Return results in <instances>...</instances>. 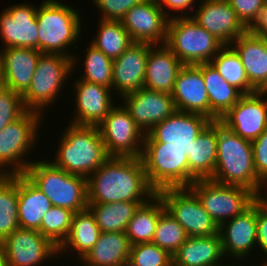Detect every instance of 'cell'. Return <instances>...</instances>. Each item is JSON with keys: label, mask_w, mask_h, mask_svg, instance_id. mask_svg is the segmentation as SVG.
<instances>
[{"label": "cell", "mask_w": 267, "mask_h": 266, "mask_svg": "<svg viewBox=\"0 0 267 266\" xmlns=\"http://www.w3.org/2000/svg\"><path fill=\"white\" fill-rule=\"evenodd\" d=\"M4 88L6 87H5V82H4L3 68L0 62V91H2Z\"/></svg>", "instance_id": "obj_50"}, {"label": "cell", "mask_w": 267, "mask_h": 266, "mask_svg": "<svg viewBox=\"0 0 267 266\" xmlns=\"http://www.w3.org/2000/svg\"><path fill=\"white\" fill-rule=\"evenodd\" d=\"M0 266H9L1 246H0Z\"/></svg>", "instance_id": "obj_49"}, {"label": "cell", "mask_w": 267, "mask_h": 266, "mask_svg": "<svg viewBox=\"0 0 267 266\" xmlns=\"http://www.w3.org/2000/svg\"><path fill=\"white\" fill-rule=\"evenodd\" d=\"M183 65L165 44H149L144 88L172 94L177 74Z\"/></svg>", "instance_id": "obj_26"}, {"label": "cell", "mask_w": 267, "mask_h": 266, "mask_svg": "<svg viewBox=\"0 0 267 266\" xmlns=\"http://www.w3.org/2000/svg\"><path fill=\"white\" fill-rule=\"evenodd\" d=\"M236 12L238 19L249 29L259 17L265 0H226Z\"/></svg>", "instance_id": "obj_44"}, {"label": "cell", "mask_w": 267, "mask_h": 266, "mask_svg": "<svg viewBox=\"0 0 267 266\" xmlns=\"http://www.w3.org/2000/svg\"><path fill=\"white\" fill-rule=\"evenodd\" d=\"M116 104L98 125L109 156L141 158L145 134L123 104Z\"/></svg>", "instance_id": "obj_13"}, {"label": "cell", "mask_w": 267, "mask_h": 266, "mask_svg": "<svg viewBox=\"0 0 267 266\" xmlns=\"http://www.w3.org/2000/svg\"><path fill=\"white\" fill-rule=\"evenodd\" d=\"M98 22L97 34L90 44L112 60L134 43L121 21L100 19Z\"/></svg>", "instance_id": "obj_35"}, {"label": "cell", "mask_w": 267, "mask_h": 266, "mask_svg": "<svg viewBox=\"0 0 267 266\" xmlns=\"http://www.w3.org/2000/svg\"><path fill=\"white\" fill-rule=\"evenodd\" d=\"M121 102L144 134L176 111L171 94L144 87L122 96Z\"/></svg>", "instance_id": "obj_17"}, {"label": "cell", "mask_w": 267, "mask_h": 266, "mask_svg": "<svg viewBox=\"0 0 267 266\" xmlns=\"http://www.w3.org/2000/svg\"><path fill=\"white\" fill-rule=\"evenodd\" d=\"M224 252L220 234L187 237L173 254V266H217L223 263Z\"/></svg>", "instance_id": "obj_28"}, {"label": "cell", "mask_w": 267, "mask_h": 266, "mask_svg": "<svg viewBox=\"0 0 267 266\" xmlns=\"http://www.w3.org/2000/svg\"><path fill=\"white\" fill-rule=\"evenodd\" d=\"M26 111L22 95L8 88L0 91V130L20 118Z\"/></svg>", "instance_id": "obj_42"}, {"label": "cell", "mask_w": 267, "mask_h": 266, "mask_svg": "<svg viewBox=\"0 0 267 266\" xmlns=\"http://www.w3.org/2000/svg\"><path fill=\"white\" fill-rule=\"evenodd\" d=\"M202 75L209 97V119L217 121L243 94L230 85L211 63H202Z\"/></svg>", "instance_id": "obj_31"}, {"label": "cell", "mask_w": 267, "mask_h": 266, "mask_svg": "<svg viewBox=\"0 0 267 266\" xmlns=\"http://www.w3.org/2000/svg\"><path fill=\"white\" fill-rule=\"evenodd\" d=\"M218 120L211 121L193 141L187 156L189 186L199 179H210L217 162Z\"/></svg>", "instance_id": "obj_27"}, {"label": "cell", "mask_w": 267, "mask_h": 266, "mask_svg": "<svg viewBox=\"0 0 267 266\" xmlns=\"http://www.w3.org/2000/svg\"><path fill=\"white\" fill-rule=\"evenodd\" d=\"M219 234L225 258L245 261L253 247H257L256 201L243 213L223 222Z\"/></svg>", "instance_id": "obj_21"}, {"label": "cell", "mask_w": 267, "mask_h": 266, "mask_svg": "<svg viewBox=\"0 0 267 266\" xmlns=\"http://www.w3.org/2000/svg\"><path fill=\"white\" fill-rule=\"evenodd\" d=\"M17 193L19 226L38 231L51 201L25 174L17 175Z\"/></svg>", "instance_id": "obj_29"}, {"label": "cell", "mask_w": 267, "mask_h": 266, "mask_svg": "<svg viewBox=\"0 0 267 266\" xmlns=\"http://www.w3.org/2000/svg\"><path fill=\"white\" fill-rule=\"evenodd\" d=\"M141 160L149 185L157 192L166 188H188V159L176 148H143Z\"/></svg>", "instance_id": "obj_12"}, {"label": "cell", "mask_w": 267, "mask_h": 266, "mask_svg": "<svg viewBox=\"0 0 267 266\" xmlns=\"http://www.w3.org/2000/svg\"><path fill=\"white\" fill-rule=\"evenodd\" d=\"M144 0H93L97 10L101 13L100 19L104 20H119L137 4Z\"/></svg>", "instance_id": "obj_43"}, {"label": "cell", "mask_w": 267, "mask_h": 266, "mask_svg": "<svg viewBox=\"0 0 267 266\" xmlns=\"http://www.w3.org/2000/svg\"><path fill=\"white\" fill-rule=\"evenodd\" d=\"M18 211L17 175H0V244L20 227Z\"/></svg>", "instance_id": "obj_37"}, {"label": "cell", "mask_w": 267, "mask_h": 266, "mask_svg": "<svg viewBox=\"0 0 267 266\" xmlns=\"http://www.w3.org/2000/svg\"><path fill=\"white\" fill-rule=\"evenodd\" d=\"M42 53L33 48L9 47L0 50L5 87L23 95L29 88Z\"/></svg>", "instance_id": "obj_24"}, {"label": "cell", "mask_w": 267, "mask_h": 266, "mask_svg": "<svg viewBox=\"0 0 267 266\" xmlns=\"http://www.w3.org/2000/svg\"><path fill=\"white\" fill-rule=\"evenodd\" d=\"M146 202L118 201L105 204H88L100 232H125L138 207Z\"/></svg>", "instance_id": "obj_34"}, {"label": "cell", "mask_w": 267, "mask_h": 266, "mask_svg": "<svg viewBox=\"0 0 267 266\" xmlns=\"http://www.w3.org/2000/svg\"><path fill=\"white\" fill-rule=\"evenodd\" d=\"M37 7L18 3L0 13V38L3 48L21 47L38 50Z\"/></svg>", "instance_id": "obj_19"}, {"label": "cell", "mask_w": 267, "mask_h": 266, "mask_svg": "<svg viewBox=\"0 0 267 266\" xmlns=\"http://www.w3.org/2000/svg\"><path fill=\"white\" fill-rule=\"evenodd\" d=\"M230 46L239 55L249 83L257 91H267V40L247 30Z\"/></svg>", "instance_id": "obj_25"}, {"label": "cell", "mask_w": 267, "mask_h": 266, "mask_svg": "<svg viewBox=\"0 0 267 266\" xmlns=\"http://www.w3.org/2000/svg\"><path fill=\"white\" fill-rule=\"evenodd\" d=\"M217 266H237V265H234V264H232V263H231V265H230L229 263H225V264H224V263H223V264L220 263V264L217 265ZM238 266H239V265H238ZM241 266H242V265H241ZM256 266H257V265H256Z\"/></svg>", "instance_id": "obj_52"}, {"label": "cell", "mask_w": 267, "mask_h": 266, "mask_svg": "<svg viewBox=\"0 0 267 266\" xmlns=\"http://www.w3.org/2000/svg\"><path fill=\"white\" fill-rule=\"evenodd\" d=\"M164 211L163 201L157 194L145 204L140 205L125 230L130 244L151 243L159 216Z\"/></svg>", "instance_id": "obj_33"}, {"label": "cell", "mask_w": 267, "mask_h": 266, "mask_svg": "<svg viewBox=\"0 0 267 266\" xmlns=\"http://www.w3.org/2000/svg\"><path fill=\"white\" fill-rule=\"evenodd\" d=\"M252 34L267 40V2L260 11L259 17L248 29Z\"/></svg>", "instance_id": "obj_48"}, {"label": "cell", "mask_w": 267, "mask_h": 266, "mask_svg": "<svg viewBox=\"0 0 267 266\" xmlns=\"http://www.w3.org/2000/svg\"><path fill=\"white\" fill-rule=\"evenodd\" d=\"M37 7L38 51L61 54L73 58V72L79 63L77 56L68 51L82 35V17L78 9L58 0H43ZM69 47V48H68ZM68 48V49H67ZM78 61V63H77Z\"/></svg>", "instance_id": "obj_3"}, {"label": "cell", "mask_w": 267, "mask_h": 266, "mask_svg": "<svg viewBox=\"0 0 267 266\" xmlns=\"http://www.w3.org/2000/svg\"><path fill=\"white\" fill-rule=\"evenodd\" d=\"M25 175L45 194L52 206L74 213L87 209V178L70 174L47 159H33Z\"/></svg>", "instance_id": "obj_5"}, {"label": "cell", "mask_w": 267, "mask_h": 266, "mask_svg": "<svg viewBox=\"0 0 267 266\" xmlns=\"http://www.w3.org/2000/svg\"><path fill=\"white\" fill-rule=\"evenodd\" d=\"M9 266H42L58 254L56 247L39 231L17 228L0 244Z\"/></svg>", "instance_id": "obj_15"}, {"label": "cell", "mask_w": 267, "mask_h": 266, "mask_svg": "<svg viewBox=\"0 0 267 266\" xmlns=\"http://www.w3.org/2000/svg\"><path fill=\"white\" fill-rule=\"evenodd\" d=\"M257 248L266 254L262 265H267V196L256 200Z\"/></svg>", "instance_id": "obj_46"}, {"label": "cell", "mask_w": 267, "mask_h": 266, "mask_svg": "<svg viewBox=\"0 0 267 266\" xmlns=\"http://www.w3.org/2000/svg\"><path fill=\"white\" fill-rule=\"evenodd\" d=\"M266 96L267 91L243 94L218 121L241 138L254 141L267 129Z\"/></svg>", "instance_id": "obj_14"}, {"label": "cell", "mask_w": 267, "mask_h": 266, "mask_svg": "<svg viewBox=\"0 0 267 266\" xmlns=\"http://www.w3.org/2000/svg\"><path fill=\"white\" fill-rule=\"evenodd\" d=\"M188 188L218 226L243 213L259 198L247 188L220 184L210 179L196 180Z\"/></svg>", "instance_id": "obj_9"}, {"label": "cell", "mask_w": 267, "mask_h": 266, "mask_svg": "<svg viewBox=\"0 0 267 266\" xmlns=\"http://www.w3.org/2000/svg\"><path fill=\"white\" fill-rule=\"evenodd\" d=\"M251 143L256 174L267 186V129Z\"/></svg>", "instance_id": "obj_45"}, {"label": "cell", "mask_w": 267, "mask_h": 266, "mask_svg": "<svg viewBox=\"0 0 267 266\" xmlns=\"http://www.w3.org/2000/svg\"><path fill=\"white\" fill-rule=\"evenodd\" d=\"M121 266H137V265L128 258L125 262L121 264Z\"/></svg>", "instance_id": "obj_51"}, {"label": "cell", "mask_w": 267, "mask_h": 266, "mask_svg": "<svg viewBox=\"0 0 267 266\" xmlns=\"http://www.w3.org/2000/svg\"><path fill=\"white\" fill-rule=\"evenodd\" d=\"M156 1L169 19L175 17H188L187 11L195 10L196 3H198L196 2V0H156ZM172 11L178 13L176 14L175 12L173 13Z\"/></svg>", "instance_id": "obj_47"}, {"label": "cell", "mask_w": 267, "mask_h": 266, "mask_svg": "<svg viewBox=\"0 0 267 266\" xmlns=\"http://www.w3.org/2000/svg\"><path fill=\"white\" fill-rule=\"evenodd\" d=\"M148 53V43L134 42L113 60V93L121 98L144 87Z\"/></svg>", "instance_id": "obj_23"}, {"label": "cell", "mask_w": 267, "mask_h": 266, "mask_svg": "<svg viewBox=\"0 0 267 266\" xmlns=\"http://www.w3.org/2000/svg\"><path fill=\"white\" fill-rule=\"evenodd\" d=\"M73 72V58L61 54L42 53L28 90L22 95L27 110L45 114L61 95L60 91ZM58 97V98H57Z\"/></svg>", "instance_id": "obj_7"}, {"label": "cell", "mask_w": 267, "mask_h": 266, "mask_svg": "<svg viewBox=\"0 0 267 266\" xmlns=\"http://www.w3.org/2000/svg\"><path fill=\"white\" fill-rule=\"evenodd\" d=\"M210 63L230 85L242 94H251L257 91L249 83L240 57L230 45H224Z\"/></svg>", "instance_id": "obj_36"}, {"label": "cell", "mask_w": 267, "mask_h": 266, "mask_svg": "<svg viewBox=\"0 0 267 266\" xmlns=\"http://www.w3.org/2000/svg\"><path fill=\"white\" fill-rule=\"evenodd\" d=\"M83 53H86L83 60L85 70L79 79L112 89L113 60L91 44L87 45V51Z\"/></svg>", "instance_id": "obj_38"}, {"label": "cell", "mask_w": 267, "mask_h": 266, "mask_svg": "<svg viewBox=\"0 0 267 266\" xmlns=\"http://www.w3.org/2000/svg\"><path fill=\"white\" fill-rule=\"evenodd\" d=\"M165 210L185 230L188 237H205L219 233V226L189 188H166L156 192Z\"/></svg>", "instance_id": "obj_11"}, {"label": "cell", "mask_w": 267, "mask_h": 266, "mask_svg": "<svg viewBox=\"0 0 267 266\" xmlns=\"http://www.w3.org/2000/svg\"><path fill=\"white\" fill-rule=\"evenodd\" d=\"M51 162L70 174L88 178L110 156L98 126L67 124Z\"/></svg>", "instance_id": "obj_4"}, {"label": "cell", "mask_w": 267, "mask_h": 266, "mask_svg": "<svg viewBox=\"0 0 267 266\" xmlns=\"http://www.w3.org/2000/svg\"><path fill=\"white\" fill-rule=\"evenodd\" d=\"M100 233V228L88 208L76 212L72 218L70 233L58 248V254L73 249L75 254L77 252L76 257L81 260L98 241Z\"/></svg>", "instance_id": "obj_32"}, {"label": "cell", "mask_w": 267, "mask_h": 266, "mask_svg": "<svg viewBox=\"0 0 267 266\" xmlns=\"http://www.w3.org/2000/svg\"><path fill=\"white\" fill-rule=\"evenodd\" d=\"M171 95L176 111L202 114L209 118V97L203 80L202 63L181 67Z\"/></svg>", "instance_id": "obj_22"}, {"label": "cell", "mask_w": 267, "mask_h": 266, "mask_svg": "<svg viewBox=\"0 0 267 266\" xmlns=\"http://www.w3.org/2000/svg\"><path fill=\"white\" fill-rule=\"evenodd\" d=\"M198 5L193 13L188 12V17H192L223 45H230L248 30L226 0H200Z\"/></svg>", "instance_id": "obj_18"}, {"label": "cell", "mask_w": 267, "mask_h": 266, "mask_svg": "<svg viewBox=\"0 0 267 266\" xmlns=\"http://www.w3.org/2000/svg\"><path fill=\"white\" fill-rule=\"evenodd\" d=\"M210 180L247 188L258 197L267 196V186L258 178L255 171L252 143L236 135L219 121L217 162Z\"/></svg>", "instance_id": "obj_2"}, {"label": "cell", "mask_w": 267, "mask_h": 266, "mask_svg": "<svg viewBox=\"0 0 267 266\" xmlns=\"http://www.w3.org/2000/svg\"><path fill=\"white\" fill-rule=\"evenodd\" d=\"M75 108L74 117L71 118V124L80 126H98L115 106L113 101L112 89L80 80H75ZM112 95V96H111ZM114 102V103H112Z\"/></svg>", "instance_id": "obj_20"}, {"label": "cell", "mask_w": 267, "mask_h": 266, "mask_svg": "<svg viewBox=\"0 0 267 266\" xmlns=\"http://www.w3.org/2000/svg\"><path fill=\"white\" fill-rule=\"evenodd\" d=\"M187 237L184 228L165 210L159 216L152 243L173 256Z\"/></svg>", "instance_id": "obj_40"}, {"label": "cell", "mask_w": 267, "mask_h": 266, "mask_svg": "<svg viewBox=\"0 0 267 266\" xmlns=\"http://www.w3.org/2000/svg\"><path fill=\"white\" fill-rule=\"evenodd\" d=\"M73 215L69 209L52 206L44 214L38 231L59 248L70 233Z\"/></svg>", "instance_id": "obj_39"}, {"label": "cell", "mask_w": 267, "mask_h": 266, "mask_svg": "<svg viewBox=\"0 0 267 266\" xmlns=\"http://www.w3.org/2000/svg\"><path fill=\"white\" fill-rule=\"evenodd\" d=\"M42 116L44 115L37 111L27 110L20 118L0 130V175L26 173L33 162L26 156L36 145L38 129L43 125Z\"/></svg>", "instance_id": "obj_6"}, {"label": "cell", "mask_w": 267, "mask_h": 266, "mask_svg": "<svg viewBox=\"0 0 267 266\" xmlns=\"http://www.w3.org/2000/svg\"><path fill=\"white\" fill-rule=\"evenodd\" d=\"M155 195L141 158L110 156L87 178L88 204L148 202Z\"/></svg>", "instance_id": "obj_1"}, {"label": "cell", "mask_w": 267, "mask_h": 266, "mask_svg": "<svg viewBox=\"0 0 267 266\" xmlns=\"http://www.w3.org/2000/svg\"><path fill=\"white\" fill-rule=\"evenodd\" d=\"M168 21L156 0L134 5L121 19L133 42L151 45L166 43Z\"/></svg>", "instance_id": "obj_16"}, {"label": "cell", "mask_w": 267, "mask_h": 266, "mask_svg": "<svg viewBox=\"0 0 267 266\" xmlns=\"http://www.w3.org/2000/svg\"><path fill=\"white\" fill-rule=\"evenodd\" d=\"M165 45L184 65L210 63L224 46L192 17L169 19Z\"/></svg>", "instance_id": "obj_8"}, {"label": "cell", "mask_w": 267, "mask_h": 266, "mask_svg": "<svg viewBox=\"0 0 267 266\" xmlns=\"http://www.w3.org/2000/svg\"><path fill=\"white\" fill-rule=\"evenodd\" d=\"M211 121L202 114L175 111L145 134L143 148H176L188 156L193 141Z\"/></svg>", "instance_id": "obj_10"}, {"label": "cell", "mask_w": 267, "mask_h": 266, "mask_svg": "<svg viewBox=\"0 0 267 266\" xmlns=\"http://www.w3.org/2000/svg\"><path fill=\"white\" fill-rule=\"evenodd\" d=\"M130 249L125 232H101L98 241L80 261L84 266H121L129 258Z\"/></svg>", "instance_id": "obj_30"}, {"label": "cell", "mask_w": 267, "mask_h": 266, "mask_svg": "<svg viewBox=\"0 0 267 266\" xmlns=\"http://www.w3.org/2000/svg\"><path fill=\"white\" fill-rule=\"evenodd\" d=\"M129 259L137 266H173V256L152 242L131 245Z\"/></svg>", "instance_id": "obj_41"}]
</instances>
